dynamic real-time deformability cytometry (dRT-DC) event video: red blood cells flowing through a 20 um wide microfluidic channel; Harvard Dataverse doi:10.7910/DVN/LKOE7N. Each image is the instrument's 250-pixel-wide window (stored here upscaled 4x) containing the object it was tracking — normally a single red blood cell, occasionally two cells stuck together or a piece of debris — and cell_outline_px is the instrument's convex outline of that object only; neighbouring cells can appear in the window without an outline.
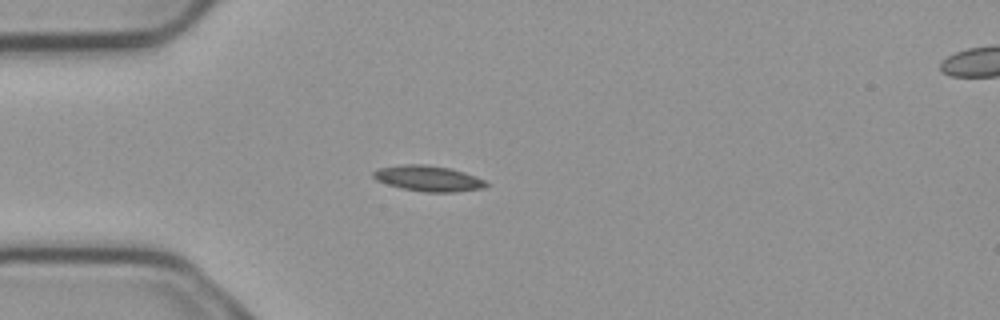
{"species": "common noctule bat (a hibernating species)", "species_latin": "Nyctalus noctula", "temperature_condition": "cold", "stored_images_in_passage": 3, "camera_frame_rate_fps": 3000, "um_per_image_px": 0.085, "animal": {"sex": "male", "body_mass_g": 23.1, "forearm_length_mm": 52.7}, "frame": {"image": 1, "passage_image": 3, "time_ms": 0.667, "image_size_px": [1000, 320], "cell_outline_px": [[488, 184], [484, 188], [456, 192], [424, 192], [400, 188], [376, 180], [372, 176], [372, 172], [380, 168], [404, 164], [424, 164], [452, 168], [464, 172], [484, 180]], "centroid_in_image_um": [36.4, 15.17], "position_along_channel_um": 48.6, "area_um2": 16.88}}